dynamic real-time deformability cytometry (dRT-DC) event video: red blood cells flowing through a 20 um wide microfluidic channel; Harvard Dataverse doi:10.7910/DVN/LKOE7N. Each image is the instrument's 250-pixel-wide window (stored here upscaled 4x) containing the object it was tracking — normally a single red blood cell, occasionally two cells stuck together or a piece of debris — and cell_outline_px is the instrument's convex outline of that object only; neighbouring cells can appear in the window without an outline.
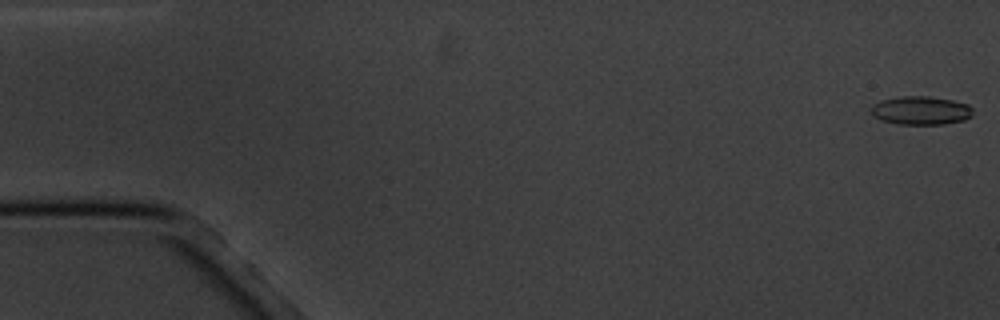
{"species": "common noctule bat (a hibernating species)", "species_latin": "Nyctalus noctula", "temperature_condition": "cold", "stored_images_in_passage": 6, "camera_frame_rate_fps": 3000, "um_per_image_px": 0.085, "animal": {"sex": "male", "body_mass_g": 20.1, "forearm_length_mm": 53.5}, "frame": {"image": 1, "passage_image": 1, "time_ms": 0.0, "image_size_px": [1000, 320], "cell_outline_px": [[972, 116], [964, 120], [944, 124], [900, 124], [880, 120], [872, 116], [872, 104], [880, 100], [900, 96], [928, 96], [952, 100], [968, 104], [972, 108]], "centroid_in_image_um": [78.26, 9.39], "position_along_channel_um": 6.7, "area_um2": 16.99}}
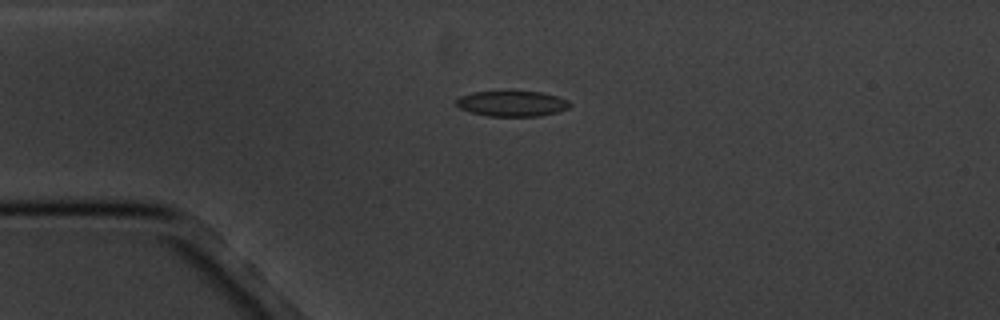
{"frame": {"image": 2, "passage_image": 4, "time_ms": 4.333, "image_size_px": [1000, 320], "cell_outline_px": [[572, 104], [568, 108], [560, 112], [540, 116], [488, 116], [472, 112], [460, 108], [456, 104], [456, 100], [460, 96], [472, 92], [544, 92], [568, 100]], "centroid_in_image_um": [43.56, 8.81], "position_along_channel_um": 41.4, "area_um2": 16.82}}
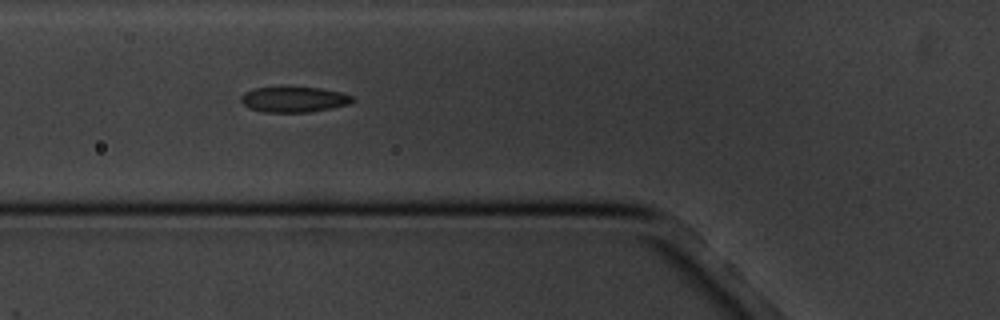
{"frame": {"image": 3, "passage_image": 6, "time_ms": 6.667, "image_size_px": [1000, 320], "cell_outline_px": [[352, 100], [348, 104], [332, 108], [308, 112], [264, 112], [248, 108], [240, 100], [240, 96], [244, 92], [256, 88], [280, 84], [288, 84], [320, 88], [340, 92], [352, 96]], "centroid_in_image_um": [24.91, 8.4], "position_along_channel_um": 100.9, "area_um2": 17.28}}